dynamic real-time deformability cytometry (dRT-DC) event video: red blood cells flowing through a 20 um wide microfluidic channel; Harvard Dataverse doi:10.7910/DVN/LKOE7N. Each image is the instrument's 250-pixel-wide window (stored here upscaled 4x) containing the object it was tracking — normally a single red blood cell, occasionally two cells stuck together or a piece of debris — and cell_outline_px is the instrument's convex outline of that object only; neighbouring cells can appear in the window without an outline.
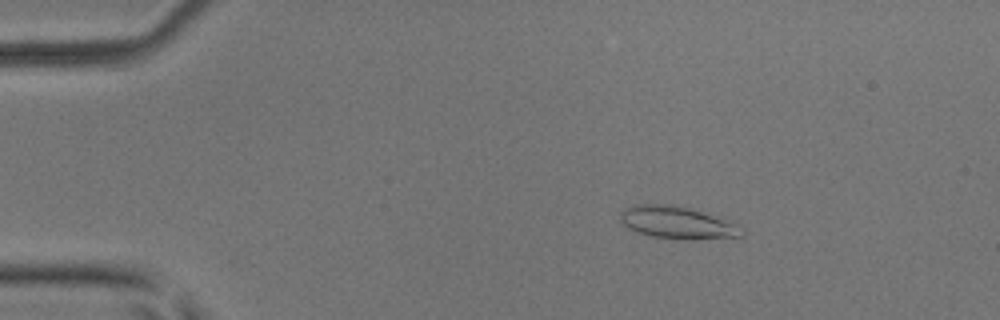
{"species": "common noctule bat (a hibernating species)", "species_latin": "Nyctalus noctula", "temperature_condition": "room temperature", "stored_images_in_passage": 44, "camera_frame_rate_fps": 3000, "um_per_image_px": 0.085, "animal": {"sex": "male", "body_mass_g": 17.9, "forearm_length_mm": 54.2}, "frame": {"image": 1, "passage_image": 2, "time_ms": 0.333, "image_size_px": [1000, 320], "cell_outline_px": [[744, 232], [740, 236], [692, 240], [676, 240], [648, 236], [636, 232], [624, 224], [620, 220], [620, 212], [624, 208], [636, 204], [672, 204], [692, 208], [724, 220], [732, 224]], "centroid_in_image_um": [57.46, 18.93], "position_along_channel_um": 27.5, "area_um2": 22.83}}
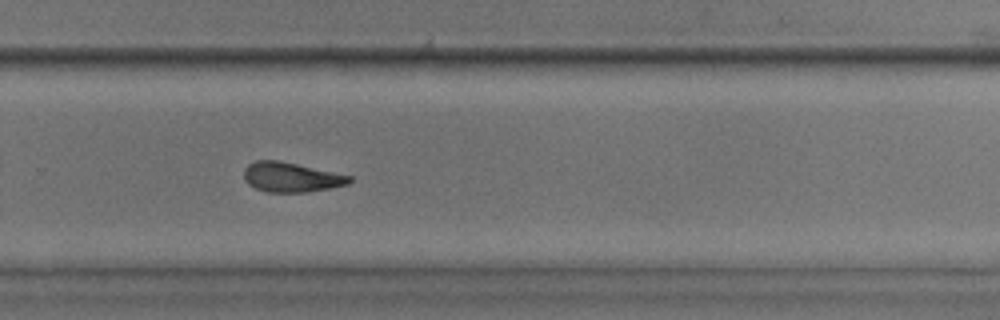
{"frame": {"image": 2, "passage_image": 28, "time_ms": 9.0, "image_size_px": [1000, 320], "cell_outline_px": [[352, 180], [348, 184], [332, 188], [304, 192], [268, 192], [256, 188], [248, 184], [244, 180], [244, 168], [248, 164], [256, 160], [280, 160], [352, 176]], "centroid_in_image_um": [24.74, 15.05], "position_along_channel_um": 305.1, "area_um2": 18.32}}
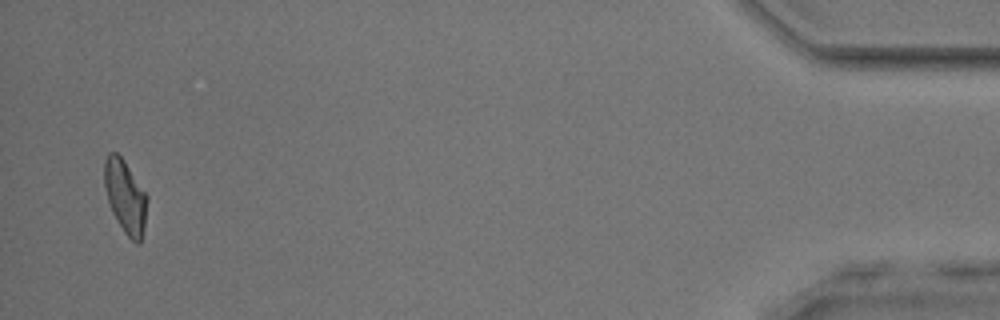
{"frame": {"image": 3, "passage_image": 43, "time_ms": 14.0, "image_size_px": [1000, 320], "cell_outline_px": [[148, 196], [144, 228], [140, 244], [136, 244], [124, 232], [116, 220], [112, 212], [108, 200], [104, 184], [104, 160], [108, 152], [116, 152], [124, 160]], "centroid_in_image_um": [10.65, 16.71], "position_along_channel_um": 424.6, "area_um2": 18.26}}